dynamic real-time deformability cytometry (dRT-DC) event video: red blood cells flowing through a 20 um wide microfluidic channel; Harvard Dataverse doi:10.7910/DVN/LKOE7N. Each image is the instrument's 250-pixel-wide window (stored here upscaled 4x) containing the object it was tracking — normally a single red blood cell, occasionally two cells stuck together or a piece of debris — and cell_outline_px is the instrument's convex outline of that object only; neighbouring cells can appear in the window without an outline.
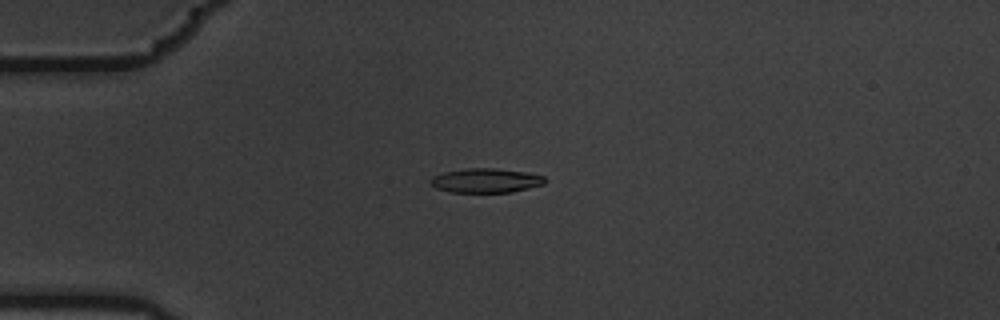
{"species": "common noctule bat (a hibernating species)", "species_latin": "Nyctalus noctula", "temperature_condition": "warm", "stored_images_in_passage": 5, "camera_frame_rate_fps": 3000, "um_per_image_px": 0.085, "animal": {"sex": "male", "body_mass_g": 19.5, "forearm_length_mm": 54.6}, "frame": {"image": 1, "passage_image": 5, "time_ms": 1.333, "image_size_px": [1000, 320], "cell_outline_px": [[544, 184], [512, 192], [448, 192], [436, 188], [428, 180], [432, 176], [444, 172], [468, 168], [496, 168], [524, 172], [544, 176]], "centroid_in_image_um": [41.25, 15.34], "position_along_channel_um": 43.7, "area_um2": 16.13}}